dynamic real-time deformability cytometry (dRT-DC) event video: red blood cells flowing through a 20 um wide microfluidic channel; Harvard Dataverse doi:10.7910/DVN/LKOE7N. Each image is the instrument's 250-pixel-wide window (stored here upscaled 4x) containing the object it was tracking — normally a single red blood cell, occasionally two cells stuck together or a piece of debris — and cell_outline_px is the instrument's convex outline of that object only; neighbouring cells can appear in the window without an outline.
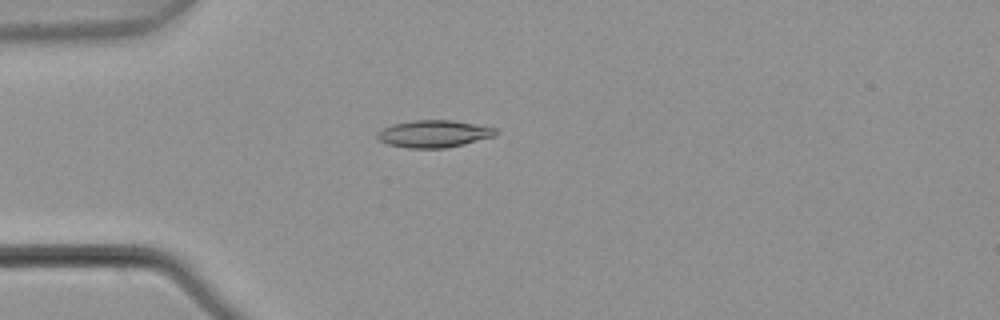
{"species": "common noctule bat (a hibernating species)", "species_latin": "Nyctalus noctula", "temperature_condition": "warm", "stored_images_in_passage": 1, "camera_frame_rate_fps": 3000, "um_per_image_px": 0.085, "animal": {"sex": "male", "body_mass_g": 21.5, "forearm_length_mm": 52.0}, "frame": {"image": 1, "passage_image": 1, "time_ms": 0.0, "image_size_px": [1000, 320], "cell_outline_px": [[496, 136], [464, 144], [444, 148], [408, 148], [388, 144], [380, 140], [376, 136], [376, 132], [392, 124], [416, 120], [452, 120], [476, 124], [496, 128]], "centroid_in_image_um": [36.88, 11.37], "position_along_channel_um": 48.1, "area_um2": 18.73}}